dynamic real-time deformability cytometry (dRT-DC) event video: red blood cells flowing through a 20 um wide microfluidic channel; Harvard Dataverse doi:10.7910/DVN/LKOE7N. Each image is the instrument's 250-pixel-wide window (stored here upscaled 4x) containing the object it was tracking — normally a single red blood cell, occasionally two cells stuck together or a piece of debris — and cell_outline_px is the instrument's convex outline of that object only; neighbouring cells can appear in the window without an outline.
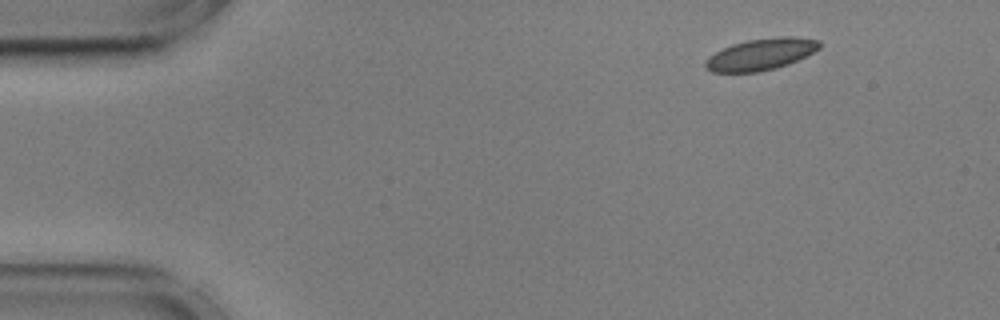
{"species": "common noctule bat (a hibernating species)", "species_latin": "Nyctalus noctula", "temperature_condition": "cold", "stored_images_in_passage": 11, "camera_frame_rate_fps": 3000, "um_per_image_px": 0.085, "animal": {"sex": "male", "body_mass_g": 17.9, "forearm_length_mm": 54.2}, "frame": {"image": 1, "passage_image": 1, "time_ms": 0.0, "image_size_px": [1000, 320], "cell_outline_px": [[820, 48], [788, 64], [776, 68], [760, 72], [712, 72], [704, 64], [704, 60], [708, 56], [732, 44], [748, 40], [776, 36], [796, 36], [820, 40]], "centroid_in_image_um": [64.68, 4.6], "position_along_channel_um": 20.3, "area_um2": 20.98}}